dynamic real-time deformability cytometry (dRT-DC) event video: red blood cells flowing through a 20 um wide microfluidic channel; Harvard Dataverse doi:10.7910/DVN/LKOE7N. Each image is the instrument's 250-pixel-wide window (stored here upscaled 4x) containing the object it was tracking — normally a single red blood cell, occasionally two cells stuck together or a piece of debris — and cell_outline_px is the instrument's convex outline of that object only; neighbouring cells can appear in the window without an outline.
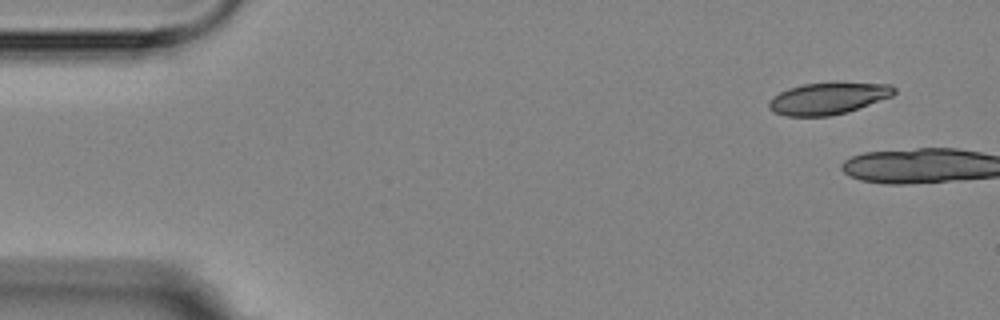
{"species": "Egyptian fruit bat (a non-hibernating species)", "species_latin": "Rousettus aegyptiacus", "temperature_condition": "room temperature", "stored_images_in_passage": 2, "camera_frame_rate_fps": 3000, "um_per_image_px": 0.085, "animal": {"sex": "female"}, "frame": {"image": 1, "passage_image": 1, "time_ms": 0.0, "image_size_px": [1000, 320], "cell_outline_px": [[896, 92], [892, 96], [844, 112], [828, 116], [784, 116], [768, 108], [768, 100], [780, 92], [788, 88], [804, 84], [832, 80], [836, 80], [892, 84], [896, 88]], "centroid_in_image_um": [70.41, 8.3], "position_along_channel_um": 14.6, "area_um2": 23.76}}